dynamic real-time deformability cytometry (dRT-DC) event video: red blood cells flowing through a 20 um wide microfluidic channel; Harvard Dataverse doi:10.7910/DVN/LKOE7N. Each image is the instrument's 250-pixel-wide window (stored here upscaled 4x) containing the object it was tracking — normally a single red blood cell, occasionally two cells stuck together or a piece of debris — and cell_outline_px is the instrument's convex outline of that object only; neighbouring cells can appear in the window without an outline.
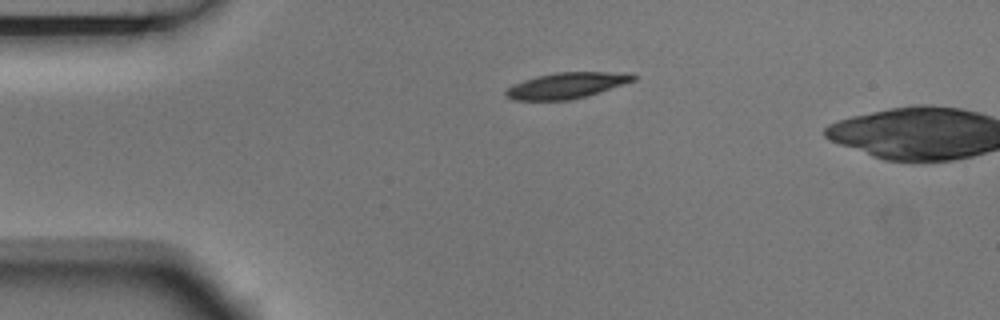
{"species": "Egyptian fruit bat (a non-hibernating species)", "species_latin": "Rousettus aegyptiacus", "temperature_condition": "room temperature", "stored_images_in_passage": 2, "camera_frame_rate_fps": 3000, "um_per_image_px": 0.085, "animal": {"sex": "male"}, "frame": {"image": 1, "passage_image": 1, "time_ms": 0.0, "image_size_px": [1000, 320], "cell_outline_px": [[640, 76], [636, 80], [572, 100], [512, 100], [504, 96], [504, 92], [512, 84], [536, 76], [556, 72], [628, 72]], "centroid_in_image_um": [48.16, 7.25], "position_along_channel_um": 36.8, "area_um2": 19.36}}